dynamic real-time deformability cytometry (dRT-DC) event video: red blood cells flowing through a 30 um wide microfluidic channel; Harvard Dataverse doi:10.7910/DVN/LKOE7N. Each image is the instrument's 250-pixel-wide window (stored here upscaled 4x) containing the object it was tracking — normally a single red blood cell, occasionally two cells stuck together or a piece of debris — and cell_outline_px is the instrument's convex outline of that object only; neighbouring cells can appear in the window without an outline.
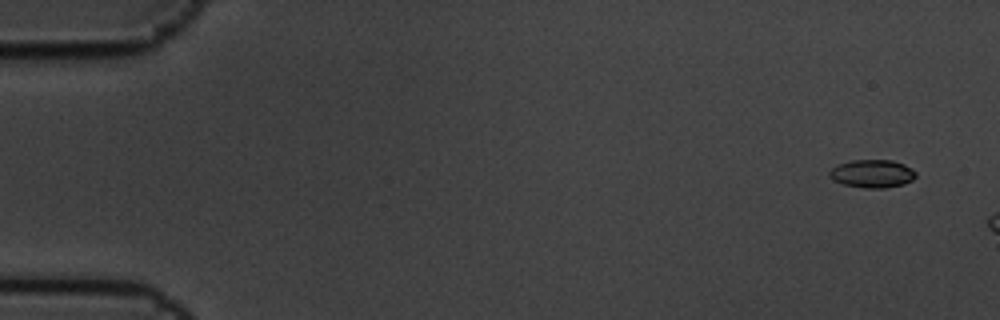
{"species": "common noctule bat (a hibernating species)", "species_latin": "Nyctalus noctula", "temperature_condition": "cold", "stored_images_in_passage": 3, "camera_frame_rate_fps": 3000, "um_per_image_px": 0.085, "animal": {"sex": "male", "body_mass_g": 19.5, "forearm_length_mm": 54.6}, "frame": {"image": 1, "passage_image": 1, "time_ms": 0.0, "image_size_px": [1000, 320], "cell_outline_px": [[916, 176], [912, 180], [904, 184], [884, 188], [864, 188], [844, 184], [832, 180], [828, 176], [828, 172], [832, 168], [840, 164], [852, 160], [892, 160], [904, 164], [912, 168], [916, 172]], "centroid_in_image_um": [74.15, 14.76], "position_along_channel_um": 10.9, "area_um2": 14.16}}